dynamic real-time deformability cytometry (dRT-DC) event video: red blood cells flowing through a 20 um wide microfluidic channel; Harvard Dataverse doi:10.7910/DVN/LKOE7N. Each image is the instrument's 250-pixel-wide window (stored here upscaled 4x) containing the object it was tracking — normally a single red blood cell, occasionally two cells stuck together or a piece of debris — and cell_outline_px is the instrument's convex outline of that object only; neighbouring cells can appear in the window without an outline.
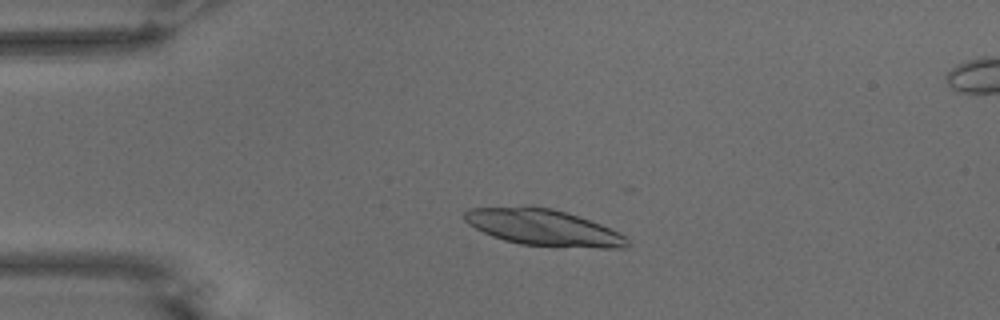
{"species": "common noctule bat (a hibernating species)", "species_latin": "Nyctalus noctula", "temperature_condition": "warm", "stored_images_in_passage": 8, "camera_frame_rate_fps": 3000, "um_per_image_px": 0.085, "animal": {"sex": "male", "body_mass_g": 15.6}, "frame": {"image": 1, "passage_image": 3, "time_ms": 0.667, "image_size_px": [1000, 320], "cell_outline_px": [[632, 244], [624, 248], [600, 248], [520, 244], [504, 240], [492, 236], [468, 224], [464, 220], [464, 212], [468, 208], [552, 208], [600, 224], [624, 236]], "centroid_in_image_um": [46.19, 19.37], "position_along_channel_um": 38.8, "area_um2": 33.35}}